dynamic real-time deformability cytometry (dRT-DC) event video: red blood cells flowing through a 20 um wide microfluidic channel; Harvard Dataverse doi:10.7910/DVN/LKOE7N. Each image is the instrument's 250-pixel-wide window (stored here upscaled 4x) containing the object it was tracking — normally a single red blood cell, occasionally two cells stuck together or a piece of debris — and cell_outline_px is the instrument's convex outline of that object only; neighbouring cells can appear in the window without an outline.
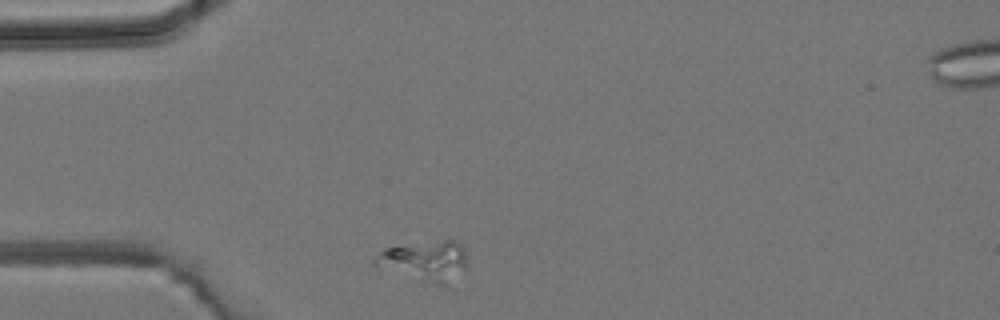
{"species": "common noctule bat (a hibernating species)", "species_latin": "Nyctalus noctula", "temperature_condition": "room temperature", "stored_images_in_passage": 4, "camera_frame_rate_fps": 3000, "um_per_image_px": 0.085, "animal": {"sex": "male", "body_mass_g": 19.2, "forearm_length_mm": 51.8}, "frame": {"image": 1, "passage_image": 4, "time_ms": 4.333, "image_size_px": [1000, 320], "cell_outline_px": [[468, 268], [448, 288], [444, 288], [376, 268], [372, 264], [372, 260], [384, 248], [444, 240], [456, 240], [464, 248]], "centroid_in_image_um": [36.15, 22.26], "position_along_channel_um": 48.8, "area_um2": 22.6}}